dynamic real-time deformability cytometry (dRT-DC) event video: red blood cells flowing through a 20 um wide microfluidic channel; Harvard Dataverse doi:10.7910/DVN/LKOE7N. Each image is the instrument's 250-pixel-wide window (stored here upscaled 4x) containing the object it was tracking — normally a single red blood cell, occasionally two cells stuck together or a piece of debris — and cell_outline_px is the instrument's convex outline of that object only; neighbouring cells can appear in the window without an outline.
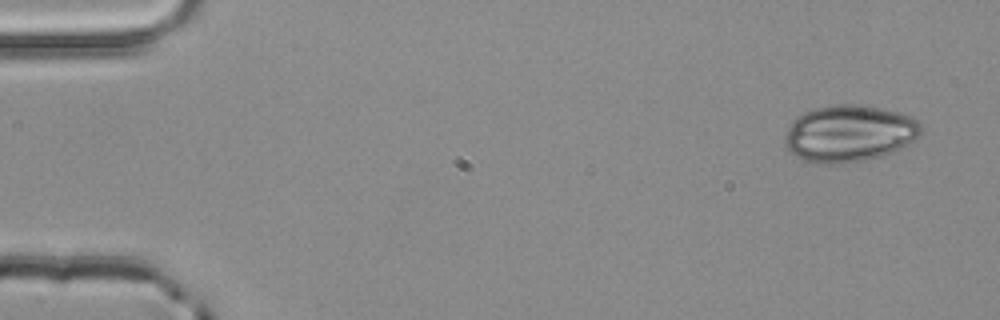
{"species": "common noctule bat (a hibernating species)", "species_latin": "Nyctalus noctula", "temperature_condition": "room temperature", "stored_images_in_passage": 4, "segment_of_instrument_passage": [1, 2], "camera_frame_rate_fps": 3000, "um_per_image_px": 0.085, "animal": {"sex": "male", "body_mass_g": 20.4}, "frame": {"image": 1, "passage_image": 1, "time_ms": 0.0, "image_size_px": [1000, 320], "cell_outline_px": [[924, 128], [916, 140], [900, 148], [880, 156], [864, 160], [832, 164], [820, 164], [804, 160], [796, 156], [784, 144], [784, 136], [792, 120], [796, 116], [804, 112], [816, 108], [836, 104], [856, 104], [880, 108], [912, 116]], "centroid_in_image_um": [72.18, 11.34], "position_along_channel_um": 12.8, "area_um2": 45.03}}